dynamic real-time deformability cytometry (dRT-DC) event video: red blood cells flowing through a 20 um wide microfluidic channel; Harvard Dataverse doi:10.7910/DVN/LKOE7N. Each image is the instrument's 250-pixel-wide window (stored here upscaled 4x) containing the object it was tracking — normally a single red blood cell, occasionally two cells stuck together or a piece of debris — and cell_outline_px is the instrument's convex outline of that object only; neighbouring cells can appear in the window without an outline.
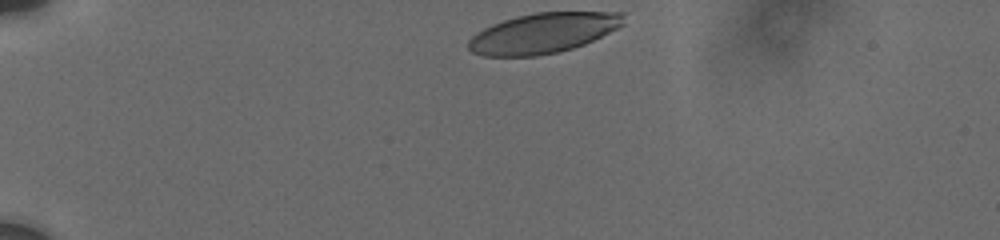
{"species": "human", "species_latin": "Homo sapiens", "temperature_condition": "cold", "stored_images_in_passage": 18, "camera_frame_rate_fps": 3000, "um_per_image_px": 0.085, "donor": {"sex": "male"}, "frame": {"image": 1, "passage_image": 1, "time_ms": 0.0, "image_size_px": [1000, 240], "cell_outline_px": [[628, 12], [624, 24], [584, 44], [572, 48], [556, 52], [536, 56], [484, 56], [472, 52], [468, 48], [468, 40], [476, 32], [492, 24], [516, 16], [536, 12]], "centroid_in_image_um": [46.17, 2.8], "position_along_channel_um": 38.8, "area_um2": 36.3}}
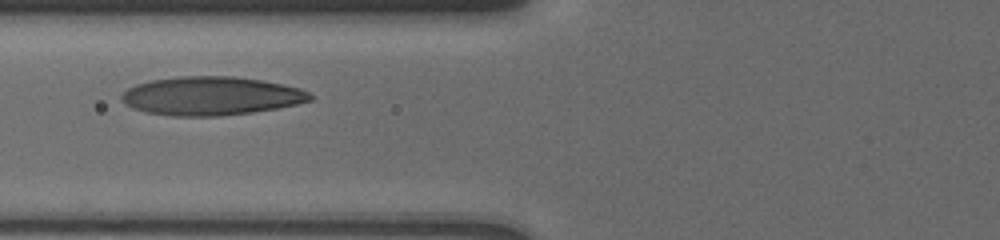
{"frame": {"image": 2, "passage_image": 8, "time_ms": 3.667, "image_size_px": [1000, 240], "cell_outline_px": [[312, 100], [296, 104], [276, 108], [252, 112], [220, 116], [172, 116], [144, 112], [132, 108], [124, 104], [120, 100], [120, 96], [128, 88], [136, 84], [148, 80], [176, 76], [232, 76], [260, 80], [300, 88], [308, 92], [312, 96]], "centroid_in_image_um": [17.87, 8.15], "position_along_channel_um": 107.9, "area_um2": 42.54}}
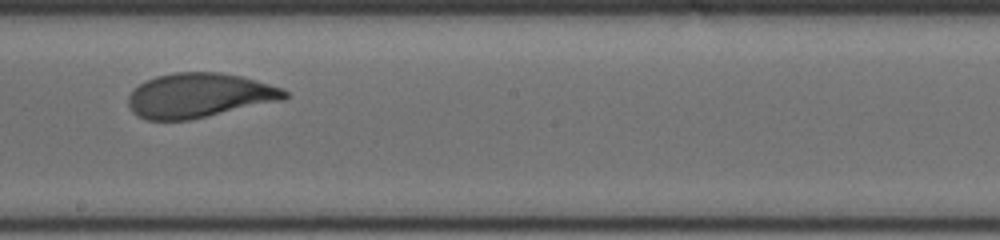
{"frame": {"image": 3, "passage_image": 15, "time_ms": 7.0, "image_size_px": [1000, 240], "cell_outline_px": [[288, 96], [284, 100], [188, 120], [148, 120], [136, 116], [128, 108], [128, 96], [144, 80], [156, 76], [176, 72], [220, 72], [240, 76], [256, 80], [284, 88], [288, 92]], "centroid_in_image_um": [16.93, 8.11], "position_along_channel_um": 231.3, "area_um2": 40.69}}